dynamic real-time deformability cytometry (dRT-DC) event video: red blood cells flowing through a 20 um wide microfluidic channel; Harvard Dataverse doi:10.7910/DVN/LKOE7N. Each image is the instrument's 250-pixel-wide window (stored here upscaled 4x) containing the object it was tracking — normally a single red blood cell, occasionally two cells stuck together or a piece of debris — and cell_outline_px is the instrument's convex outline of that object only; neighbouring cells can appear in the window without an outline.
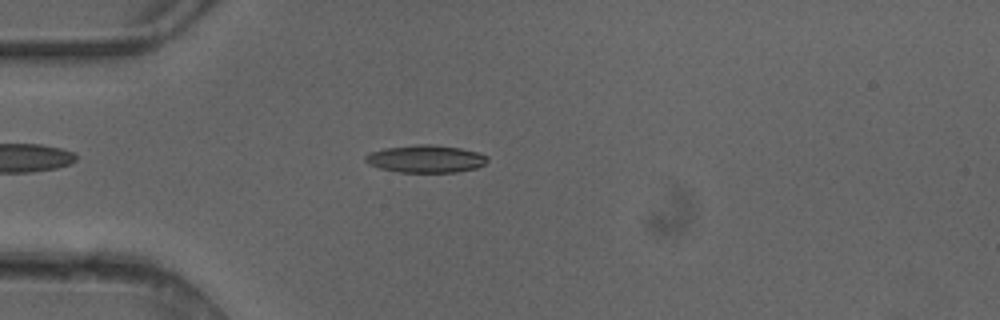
{"species": "common noctule bat (a hibernating species)", "species_latin": "Nyctalus noctula", "temperature_condition": "cold", "stored_images_in_passage": 5, "camera_frame_rate_fps": 3000, "um_per_image_px": 0.085, "animal": {"sex": "female"}, "frame": {"image": 1, "passage_image": 5, "time_ms": 1.333, "image_size_px": [1000, 320], "cell_outline_px": [[488, 160], [484, 164], [476, 168], [456, 172], [400, 172], [380, 168], [368, 164], [364, 160], [364, 156], [368, 152], [384, 148], [416, 144], [432, 144], [460, 148], [476, 152], [488, 156]], "centroid_in_image_um": [36.15, 13.49], "position_along_channel_um": 48.9, "area_um2": 19.65}}